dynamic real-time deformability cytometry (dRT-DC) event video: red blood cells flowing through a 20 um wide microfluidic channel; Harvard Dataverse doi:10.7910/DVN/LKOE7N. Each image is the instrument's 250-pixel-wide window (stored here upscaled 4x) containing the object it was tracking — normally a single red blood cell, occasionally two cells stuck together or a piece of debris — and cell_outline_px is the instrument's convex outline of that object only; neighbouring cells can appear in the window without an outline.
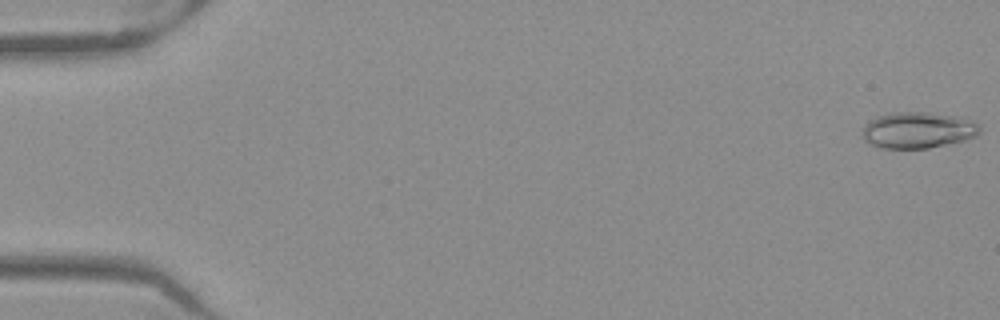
{"species": "Egyptian fruit bat (a non-hibernating species)", "species_latin": "Rousettus aegyptiacus", "temperature_condition": "warm", "stored_images_in_passage": 52, "camera_frame_rate_fps": 3000, "um_per_image_px": 0.085, "frame": {"image": 1, "passage_image": 1, "time_ms": 0.0, "image_size_px": [1000, 320], "cell_outline_px": [[980, 132], [976, 136], [964, 140], [928, 148], [880, 148], [868, 144], [864, 140], [860, 132], [864, 124], [868, 120], [892, 112], [924, 112], [964, 116], [980, 124]], "centroid_in_image_um": [78.01, 11.05], "position_along_channel_um": 7.0, "area_um2": 25.26}}
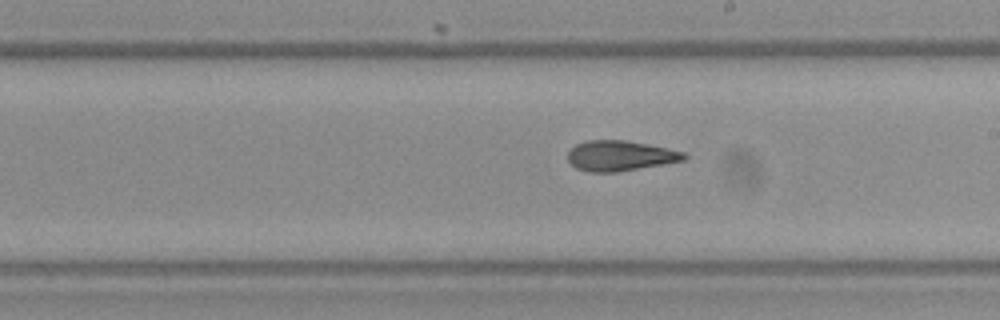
{"frame": {"image": 2, "passage_image": 30, "time_ms": 9.667, "image_size_px": [1000, 320], "cell_outline_px": [[688, 156], [684, 160], [664, 164], [616, 172], [588, 172], [576, 168], [568, 160], [568, 152], [576, 144], [588, 140], [624, 140], [668, 148], [684, 152]], "centroid_in_image_um": [52.71, 13.24], "position_along_channel_um": 236.3, "area_um2": 20.4}}
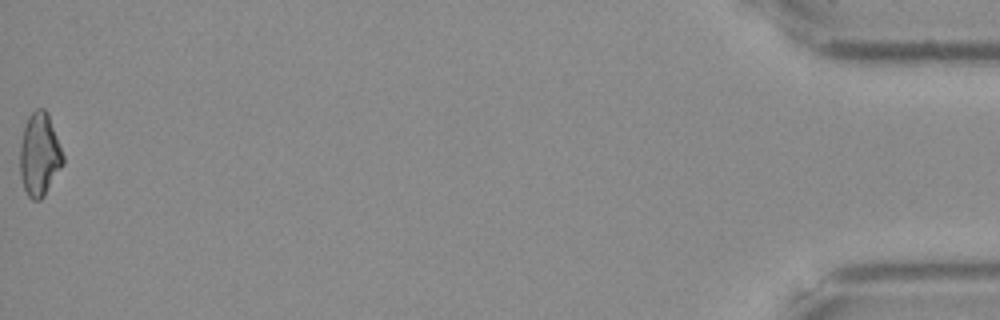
{"frame": {"image": 3, "passage_image": 52, "time_ms": 17.0, "image_size_px": [1000, 320], "cell_outline_px": [[64, 164], [44, 196], [40, 200], [32, 200], [28, 196], [24, 188], [20, 176], [20, 144], [24, 124], [28, 116], [36, 108], [44, 108], [48, 112], [64, 156]], "centroid_in_image_um": [3.36, 13.13], "position_along_channel_um": 431.8, "area_um2": 21.1}, "authors_computed_cell_mechanics": {"area_um2": 21.0103, "velocity_mm_per_s": 3.9947, "shape_relaxation_time_tau1_ms": null, "shape_relaxation_time_tau2_ms": 3.7838, "deformation_change_tau1": null, "deformation_change_tau2": 0.124}}